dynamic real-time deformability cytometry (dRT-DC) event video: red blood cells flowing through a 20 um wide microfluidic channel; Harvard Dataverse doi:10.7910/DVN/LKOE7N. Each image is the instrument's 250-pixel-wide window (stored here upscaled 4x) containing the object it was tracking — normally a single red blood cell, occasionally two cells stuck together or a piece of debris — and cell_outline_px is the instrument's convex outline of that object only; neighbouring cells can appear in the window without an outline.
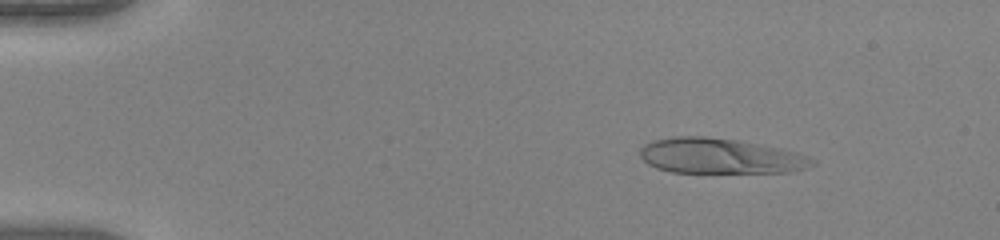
{"species": "human", "species_latin": "Homo sapiens", "temperature_condition": "warm", "stored_images_in_passage": 45, "camera_frame_rate_fps": 3000, "um_per_image_px": 0.085, "donor": {"sex": "female"}, "frame": {"image": 1, "passage_image": 8, "time_ms": 2.333, "image_size_px": [1000, 240], "cell_outline_px": [[816, 164], [792, 172], [672, 172], [656, 168], [648, 164], [640, 156], [640, 148], [644, 144], [652, 140], [676, 136], [704, 136], [740, 140], [784, 148], [808, 156], [816, 160]], "centroid_in_image_um": [61.23, 13.25], "position_along_channel_um": 23.8, "area_um2": 35.72}}
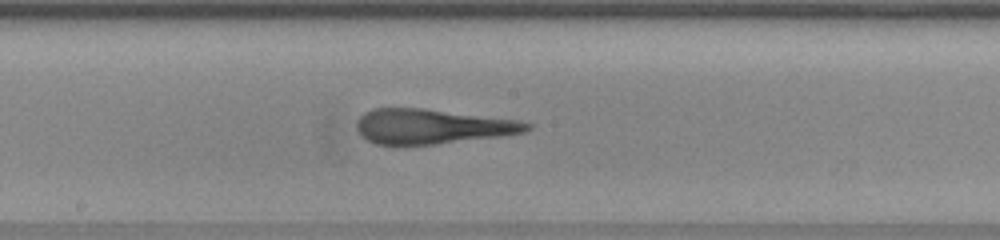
{"frame": {"image": 2, "passage_image": 29, "time_ms": 9.333, "image_size_px": [1000, 240], "cell_outline_px": [[532, 128], [524, 132], [504, 136], [436, 144], [396, 148], [376, 144], [368, 140], [356, 128], [356, 124], [360, 116], [364, 112], [372, 108], [424, 108], [520, 120], [532, 124]], "centroid_in_image_um": [36.71, 10.77], "position_along_channel_um": 211.5, "area_um2": 35.43}}
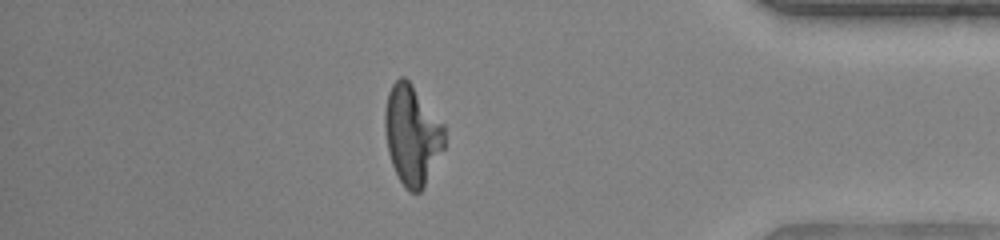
{"frame": {"image": 3, "passage_image": 45, "time_ms": 14.667, "image_size_px": [1000, 240], "cell_outline_px": [[444, 148], [424, 188], [420, 192], [408, 192], [404, 188], [392, 164], [388, 152], [384, 128], [384, 112], [388, 92], [392, 84], [400, 76], [404, 76], [412, 84], [444, 124]], "centroid_in_image_um": [35.02, 11.48], "position_along_channel_um": 400.2, "area_um2": 34.8}}